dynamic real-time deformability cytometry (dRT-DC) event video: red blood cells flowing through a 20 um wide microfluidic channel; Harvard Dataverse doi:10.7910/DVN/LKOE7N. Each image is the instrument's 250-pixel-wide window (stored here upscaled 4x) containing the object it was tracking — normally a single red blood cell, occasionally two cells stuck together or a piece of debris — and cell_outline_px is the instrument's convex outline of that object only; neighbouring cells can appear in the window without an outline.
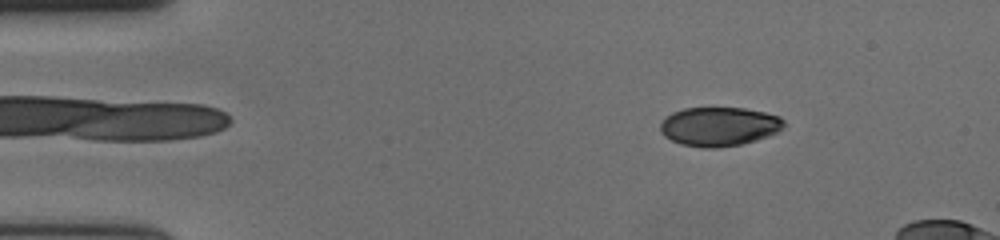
{"species": "human", "species_latin": "Homo sapiens", "temperature_condition": "cold", "stored_images_in_passage": 53, "camera_frame_rate_fps": 3000, "um_per_image_px": 0.085, "donor": {"sex": "female"}, "frame": {"image": 1, "passage_image": 8, "time_ms": 2.333, "image_size_px": [1000, 240], "cell_outline_px": [[784, 124], [776, 132], [768, 136], [756, 140], [740, 144], [716, 148], [704, 148], [680, 144], [664, 136], [660, 132], [660, 124], [672, 112], [684, 108], [744, 108], [764, 112], [780, 116], [784, 120]], "centroid_in_image_um": [61.11, 10.75], "position_along_channel_um": 23.9, "area_um2": 27.98}}
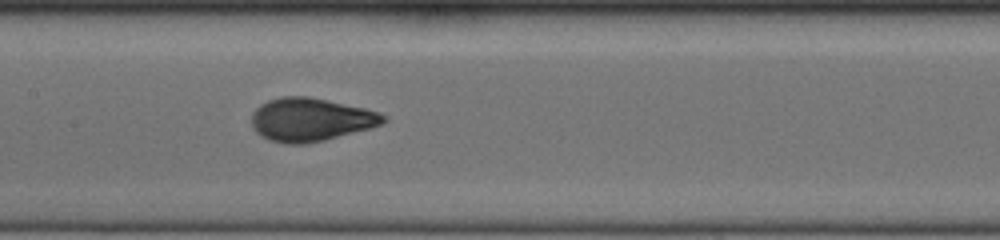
{"frame": {"image": 2, "passage_image": 28, "time_ms": 9.0, "image_size_px": [1000, 240], "cell_outline_px": [[388, 120], [372, 128], [324, 140], [304, 144], [288, 144], [272, 140], [260, 136], [252, 128], [252, 112], [260, 104], [268, 100], [280, 96], [308, 96], [364, 108], [380, 112], [388, 116]], "centroid_in_image_um": [26.41, 10.16], "position_along_channel_um": 181.0, "area_um2": 33.35}}
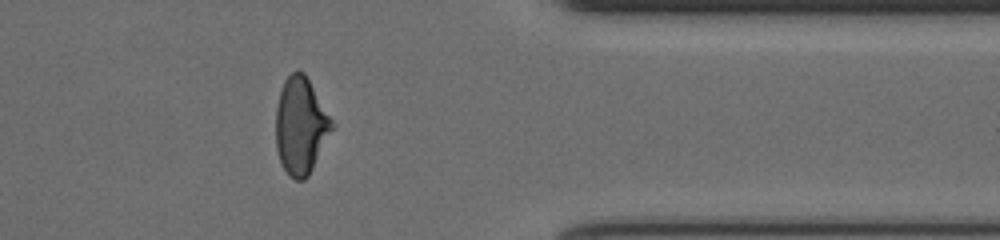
{"frame": {"image": 3, "passage_image": 46, "time_ms": 15.0, "image_size_px": [1000, 240], "cell_outline_px": [[332, 128], [308, 176], [304, 180], [296, 180], [288, 176], [280, 160], [276, 148], [276, 108], [280, 92], [284, 80], [296, 68], [304, 72], [332, 120]], "centroid_in_image_um": [25.52, 10.68], "position_along_channel_um": 385.9, "area_um2": 31.1}}